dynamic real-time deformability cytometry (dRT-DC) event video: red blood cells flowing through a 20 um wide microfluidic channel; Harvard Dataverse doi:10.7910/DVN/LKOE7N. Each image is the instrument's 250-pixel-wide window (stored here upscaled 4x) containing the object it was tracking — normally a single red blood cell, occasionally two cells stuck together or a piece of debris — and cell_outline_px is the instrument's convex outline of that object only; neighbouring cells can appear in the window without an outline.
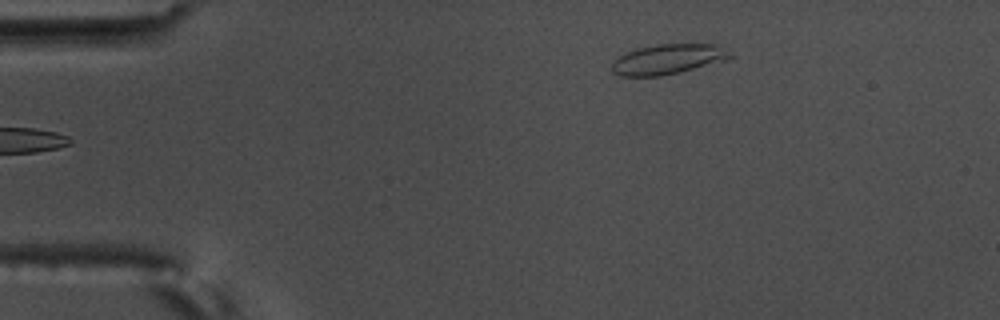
{"species": "common noctule bat (a hibernating species)", "species_latin": "Nyctalus noctula", "temperature_condition": "warm", "stored_images_in_passage": 3, "camera_frame_rate_fps": 3000, "um_per_image_px": 0.085, "animal": {"sex": "male", "body_mass_g": 17.5, "forearm_length_mm": 52.3}, "frame": {"image": 1, "passage_image": 3, "time_ms": 0.667, "image_size_px": [1000, 320], "cell_outline_px": [[732, 56], [728, 60], [680, 72], [660, 76], [620, 76], [612, 72], [612, 60], [636, 48], [656, 44], [720, 44], [732, 52]], "centroid_in_image_um": [56.82, 5.02], "position_along_channel_um": 28.2, "area_um2": 20.98}}